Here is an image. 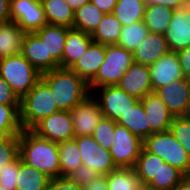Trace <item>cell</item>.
Wrapping results in <instances>:
<instances>
[{
	"label": "cell",
	"instance_id": "30bf717a",
	"mask_svg": "<svg viewBox=\"0 0 190 190\" xmlns=\"http://www.w3.org/2000/svg\"><path fill=\"white\" fill-rule=\"evenodd\" d=\"M10 16L26 33H35L47 24L41 2L10 0Z\"/></svg>",
	"mask_w": 190,
	"mask_h": 190
},
{
	"label": "cell",
	"instance_id": "52a82bcc",
	"mask_svg": "<svg viewBox=\"0 0 190 190\" xmlns=\"http://www.w3.org/2000/svg\"><path fill=\"white\" fill-rule=\"evenodd\" d=\"M91 95L97 100L104 117L113 121L124 116L140 101L127 94L118 85L99 87Z\"/></svg>",
	"mask_w": 190,
	"mask_h": 190
},
{
	"label": "cell",
	"instance_id": "8fae6325",
	"mask_svg": "<svg viewBox=\"0 0 190 190\" xmlns=\"http://www.w3.org/2000/svg\"><path fill=\"white\" fill-rule=\"evenodd\" d=\"M74 140L80 150L82 165L101 175H107L117 169L110 151L103 149L92 136L75 137Z\"/></svg>",
	"mask_w": 190,
	"mask_h": 190
},
{
	"label": "cell",
	"instance_id": "ffe728a7",
	"mask_svg": "<svg viewBox=\"0 0 190 190\" xmlns=\"http://www.w3.org/2000/svg\"><path fill=\"white\" fill-rule=\"evenodd\" d=\"M169 51L165 35L149 32L132 54L134 62L149 66Z\"/></svg>",
	"mask_w": 190,
	"mask_h": 190
},
{
	"label": "cell",
	"instance_id": "484cf974",
	"mask_svg": "<svg viewBox=\"0 0 190 190\" xmlns=\"http://www.w3.org/2000/svg\"><path fill=\"white\" fill-rule=\"evenodd\" d=\"M173 11L164 5H147L143 22L149 32L165 35L170 25Z\"/></svg>",
	"mask_w": 190,
	"mask_h": 190
},
{
	"label": "cell",
	"instance_id": "3957f363",
	"mask_svg": "<svg viewBox=\"0 0 190 190\" xmlns=\"http://www.w3.org/2000/svg\"><path fill=\"white\" fill-rule=\"evenodd\" d=\"M60 111L47 82L40 77L20 99L19 119L22 130H31L43 118Z\"/></svg>",
	"mask_w": 190,
	"mask_h": 190
},
{
	"label": "cell",
	"instance_id": "7a4b0ae2",
	"mask_svg": "<svg viewBox=\"0 0 190 190\" xmlns=\"http://www.w3.org/2000/svg\"><path fill=\"white\" fill-rule=\"evenodd\" d=\"M60 110L71 111L90 94L88 83L70 68L58 67L41 73Z\"/></svg>",
	"mask_w": 190,
	"mask_h": 190
},
{
	"label": "cell",
	"instance_id": "816d5d0a",
	"mask_svg": "<svg viewBox=\"0 0 190 190\" xmlns=\"http://www.w3.org/2000/svg\"><path fill=\"white\" fill-rule=\"evenodd\" d=\"M11 135L4 129L0 128V143L7 141Z\"/></svg>",
	"mask_w": 190,
	"mask_h": 190
},
{
	"label": "cell",
	"instance_id": "7402d4cb",
	"mask_svg": "<svg viewBox=\"0 0 190 190\" xmlns=\"http://www.w3.org/2000/svg\"><path fill=\"white\" fill-rule=\"evenodd\" d=\"M25 35L14 21L0 23V58L21 54Z\"/></svg>",
	"mask_w": 190,
	"mask_h": 190
},
{
	"label": "cell",
	"instance_id": "7c38bea8",
	"mask_svg": "<svg viewBox=\"0 0 190 190\" xmlns=\"http://www.w3.org/2000/svg\"><path fill=\"white\" fill-rule=\"evenodd\" d=\"M75 137L91 136L104 117L97 100L90 94L70 111Z\"/></svg>",
	"mask_w": 190,
	"mask_h": 190
},
{
	"label": "cell",
	"instance_id": "7dc6e473",
	"mask_svg": "<svg viewBox=\"0 0 190 190\" xmlns=\"http://www.w3.org/2000/svg\"><path fill=\"white\" fill-rule=\"evenodd\" d=\"M90 2L105 14L112 13L117 4V0H90Z\"/></svg>",
	"mask_w": 190,
	"mask_h": 190
},
{
	"label": "cell",
	"instance_id": "e0dca14e",
	"mask_svg": "<svg viewBox=\"0 0 190 190\" xmlns=\"http://www.w3.org/2000/svg\"><path fill=\"white\" fill-rule=\"evenodd\" d=\"M117 85L127 94L141 100L153 92L149 66L134 62Z\"/></svg>",
	"mask_w": 190,
	"mask_h": 190
},
{
	"label": "cell",
	"instance_id": "ab89813d",
	"mask_svg": "<svg viewBox=\"0 0 190 190\" xmlns=\"http://www.w3.org/2000/svg\"><path fill=\"white\" fill-rule=\"evenodd\" d=\"M19 153V135L11 136L7 141L0 143V169L13 162Z\"/></svg>",
	"mask_w": 190,
	"mask_h": 190
},
{
	"label": "cell",
	"instance_id": "9f6ffc18",
	"mask_svg": "<svg viewBox=\"0 0 190 190\" xmlns=\"http://www.w3.org/2000/svg\"><path fill=\"white\" fill-rule=\"evenodd\" d=\"M0 190H9V188H5V187L0 186Z\"/></svg>",
	"mask_w": 190,
	"mask_h": 190
},
{
	"label": "cell",
	"instance_id": "9a60e30c",
	"mask_svg": "<svg viewBox=\"0 0 190 190\" xmlns=\"http://www.w3.org/2000/svg\"><path fill=\"white\" fill-rule=\"evenodd\" d=\"M149 69L153 92L173 81L184 78L178 55L174 51L164 54L156 62L149 65Z\"/></svg>",
	"mask_w": 190,
	"mask_h": 190
},
{
	"label": "cell",
	"instance_id": "cb8c5ba5",
	"mask_svg": "<svg viewBox=\"0 0 190 190\" xmlns=\"http://www.w3.org/2000/svg\"><path fill=\"white\" fill-rule=\"evenodd\" d=\"M116 123L125 126L134 136L145 140L154 132L150 129V124L141 101H139L124 116H121Z\"/></svg>",
	"mask_w": 190,
	"mask_h": 190
},
{
	"label": "cell",
	"instance_id": "2e32d148",
	"mask_svg": "<svg viewBox=\"0 0 190 190\" xmlns=\"http://www.w3.org/2000/svg\"><path fill=\"white\" fill-rule=\"evenodd\" d=\"M48 50V71L62 67V56L67 37V27L46 24L35 32Z\"/></svg>",
	"mask_w": 190,
	"mask_h": 190
},
{
	"label": "cell",
	"instance_id": "9c48e42d",
	"mask_svg": "<svg viewBox=\"0 0 190 190\" xmlns=\"http://www.w3.org/2000/svg\"><path fill=\"white\" fill-rule=\"evenodd\" d=\"M38 136L60 143L75 138L70 111L60 110L43 118L32 129Z\"/></svg>",
	"mask_w": 190,
	"mask_h": 190
},
{
	"label": "cell",
	"instance_id": "ee69618b",
	"mask_svg": "<svg viewBox=\"0 0 190 190\" xmlns=\"http://www.w3.org/2000/svg\"><path fill=\"white\" fill-rule=\"evenodd\" d=\"M184 78L190 79V45L176 52Z\"/></svg>",
	"mask_w": 190,
	"mask_h": 190
},
{
	"label": "cell",
	"instance_id": "7bdbcfd3",
	"mask_svg": "<svg viewBox=\"0 0 190 190\" xmlns=\"http://www.w3.org/2000/svg\"><path fill=\"white\" fill-rule=\"evenodd\" d=\"M45 190H82L69 177L51 178Z\"/></svg>",
	"mask_w": 190,
	"mask_h": 190
},
{
	"label": "cell",
	"instance_id": "44dd1931",
	"mask_svg": "<svg viewBox=\"0 0 190 190\" xmlns=\"http://www.w3.org/2000/svg\"><path fill=\"white\" fill-rule=\"evenodd\" d=\"M93 42L91 35L67 27V37L62 56V67L71 68L86 53L87 48Z\"/></svg>",
	"mask_w": 190,
	"mask_h": 190
},
{
	"label": "cell",
	"instance_id": "1f68e13d",
	"mask_svg": "<svg viewBox=\"0 0 190 190\" xmlns=\"http://www.w3.org/2000/svg\"><path fill=\"white\" fill-rule=\"evenodd\" d=\"M160 164H164L163 159L142 148L134 166L135 173L140 180V183L148 185L150 181L156 177Z\"/></svg>",
	"mask_w": 190,
	"mask_h": 190
},
{
	"label": "cell",
	"instance_id": "d4e9b609",
	"mask_svg": "<svg viewBox=\"0 0 190 190\" xmlns=\"http://www.w3.org/2000/svg\"><path fill=\"white\" fill-rule=\"evenodd\" d=\"M41 3L48 24L73 28L75 12L65 0H42Z\"/></svg>",
	"mask_w": 190,
	"mask_h": 190
},
{
	"label": "cell",
	"instance_id": "603a6c76",
	"mask_svg": "<svg viewBox=\"0 0 190 190\" xmlns=\"http://www.w3.org/2000/svg\"><path fill=\"white\" fill-rule=\"evenodd\" d=\"M21 54L40 73L48 71V50L36 33H26Z\"/></svg>",
	"mask_w": 190,
	"mask_h": 190
},
{
	"label": "cell",
	"instance_id": "5b68a950",
	"mask_svg": "<svg viewBox=\"0 0 190 190\" xmlns=\"http://www.w3.org/2000/svg\"><path fill=\"white\" fill-rule=\"evenodd\" d=\"M0 76L21 99L41 77V73L22 54L0 58Z\"/></svg>",
	"mask_w": 190,
	"mask_h": 190
},
{
	"label": "cell",
	"instance_id": "5bb4252c",
	"mask_svg": "<svg viewBox=\"0 0 190 190\" xmlns=\"http://www.w3.org/2000/svg\"><path fill=\"white\" fill-rule=\"evenodd\" d=\"M165 39L170 51L174 52L190 45V6L185 5L173 11Z\"/></svg>",
	"mask_w": 190,
	"mask_h": 190
},
{
	"label": "cell",
	"instance_id": "83f0119b",
	"mask_svg": "<svg viewBox=\"0 0 190 190\" xmlns=\"http://www.w3.org/2000/svg\"><path fill=\"white\" fill-rule=\"evenodd\" d=\"M146 6L143 0H117L112 14L120 21L122 26H127L143 21Z\"/></svg>",
	"mask_w": 190,
	"mask_h": 190
},
{
	"label": "cell",
	"instance_id": "e575fe53",
	"mask_svg": "<svg viewBox=\"0 0 190 190\" xmlns=\"http://www.w3.org/2000/svg\"><path fill=\"white\" fill-rule=\"evenodd\" d=\"M106 179L108 190H136L141 184L134 168H117Z\"/></svg>",
	"mask_w": 190,
	"mask_h": 190
},
{
	"label": "cell",
	"instance_id": "d6986e66",
	"mask_svg": "<svg viewBox=\"0 0 190 190\" xmlns=\"http://www.w3.org/2000/svg\"><path fill=\"white\" fill-rule=\"evenodd\" d=\"M105 50L106 45L92 42L86 53L70 69L89 83L104 62Z\"/></svg>",
	"mask_w": 190,
	"mask_h": 190
},
{
	"label": "cell",
	"instance_id": "4dcf8cb0",
	"mask_svg": "<svg viewBox=\"0 0 190 190\" xmlns=\"http://www.w3.org/2000/svg\"><path fill=\"white\" fill-rule=\"evenodd\" d=\"M60 157V177H68L82 165L78 145L74 139L58 143Z\"/></svg>",
	"mask_w": 190,
	"mask_h": 190
},
{
	"label": "cell",
	"instance_id": "74e56055",
	"mask_svg": "<svg viewBox=\"0 0 190 190\" xmlns=\"http://www.w3.org/2000/svg\"><path fill=\"white\" fill-rule=\"evenodd\" d=\"M169 131L190 156V119L184 116L174 117Z\"/></svg>",
	"mask_w": 190,
	"mask_h": 190
},
{
	"label": "cell",
	"instance_id": "11a10c76",
	"mask_svg": "<svg viewBox=\"0 0 190 190\" xmlns=\"http://www.w3.org/2000/svg\"><path fill=\"white\" fill-rule=\"evenodd\" d=\"M185 5L190 6V0H184Z\"/></svg>",
	"mask_w": 190,
	"mask_h": 190
},
{
	"label": "cell",
	"instance_id": "681fc988",
	"mask_svg": "<svg viewBox=\"0 0 190 190\" xmlns=\"http://www.w3.org/2000/svg\"><path fill=\"white\" fill-rule=\"evenodd\" d=\"M65 2L72 8L75 12L80 7L84 6L85 4L89 3L90 0H65Z\"/></svg>",
	"mask_w": 190,
	"mask_h": 190
},
{
	"label": "cell",
	"instance_id": "db71d44e",
	"mask_svg": "<svg viewBox=\"0 0 190 190\" xmlns=\"http://www.w3.org/2000/svg\"><path fill=\"white\" fill-rule=\"evenodd\" d=\"M136 190H152L148 185L140 184Z\"/></svg>",
	"mask_w": 190,
	"mask_h": 190
},
{
	"label": "cell",
	"instance_id": "bcb514c9",
	"mask_svg": "<svg viewBox=\"0 0 190 190\" xmlns=\"http://www.w3.org/2000/svg\"><path fill=\"white\" fill-rule=\"evenodd\" d=\"M146 5H164L175 10L185 6L184 0H143Z\"/></svg>",
	"mask_w": 190,
	"mask_h": 190
},
{
	"label": "cell",
	"instance_id": "d6a6232c",
	"mask_svg": "<svg viewBox=\"0 0 190 190\" xmlns=\"http://www.w3.org/2000/svg\"><path fill=\"white\" fill-rule=\"evenodd\" d=\"M148 33L149 30L143 21L122 26L117 45L133 52L143 42Z\"/></svg>",
	"mask_w": 190,
	"mask_h": 190
},
{
	"label": "cell",
	"instance_id": "b9f144b4",
	"mask_svg": "<svg viewBox=\"0 0 190 190\" xmlns=\"http://www.w3.org/2000/svg\"><path fill=\"white\" fill-rule=\"evenodd\" d=\"M0 104L20 105V99L1 76H0Z\"/></svg>",
	"mask_w": 190,
	"mask_h": 190
},
{
	"label": "cell",
	"instance_id": "836d02e7",
	"mask_svg": "<svg viewBox=\"0 0 190 190\" xmlns=\"http://www.w3.org/2000/svg\"><path fill=\"white\" fill-rule=\"evenodd\" d=\"M185 175L172 165L164 162L159 165L156 177H154L148 186L152 190H172Z\"/></svg>",
	"mask_w": 190,
	"mask_h": 190
},
{
	"label": "cell",
	"instance_id": "60d3db41",
	"mask_svg": "<svg viewBox=\"0 0 190 190\" xmlns=\"http://www.w3.org/2000/svg\"><path fill=\"white\" fill-rule=\"evenodd\" d=\"M100 174L93 170L92 168H88L85 165H81L78 169H76L72 174L68 177L81 188L85 187L89 182H91L94 178L98 177Z\"/></svg>",
	"mask_w": 190,
	"mask_h": 190
},
{
	"label": "cell",
	"instance_id": "4fadbf2b",
	"mask_svg": "<svg viewBox=\"0 0 190 190\" xmlns=\"http://www.w3.org/2000/svg\"><path fill=\"white\" fill-rule=\"evenodd\" d=\"M155 93L174 117L185 116L190 97V79L181 78L158 88Z\"/></svg>",
	"mask_w": 190,
	"mask_h": 190
},
{
	"label": "cell",
	"instance_id": "f1b7e54d",
	"mask_svg": "<svg viewBox=\"0 0 190 190\" xmlns=\"http://www.w3.org/2000/svg\"><path fill=\"white\" fill-rule=\"evenodd\" d=\"M104 15L105 13L89 2L75 11L73 28L92 35Z\"/></svg>",
	"mask_w": 190,
	"mask_h": 190
},
{
	"label": "cell",
	"instance_id": "c3c4849f",
	"mask_svg": "<svg viewBox=\"0 0 190 190\" xmlns=\"http://www.w3.org/2000/svg\"><path fill=\"white\" fill-rule=\"evenodd\" d=\"M11 21L10 0H0V23Z\"/></svg>",
	"mask_w": 190,
	"mask_h": 190
},
{
	"label": "cell",
	"instance_id": "ac0fdd59",
	"mask_svg": "<svg viewBox=\"0 0 190 190\" xmlns=\"http://www.w3.org/2000/svg\"><path fill=\"white\" fill-rule=\"evenodd\" d=\"M150 129L154 133L168 131L174 119L173 114L155 92L144 96L141 100Z\"/></svg>",
	"mask_w": 190,
	"mask_h": 190
},
{
	"label": "cell",
	"instance_id": "ba28073f",
	"mask_svg": "<svg viewBox=\"0 0 190 190\" xmlns=\"http://www.w3.org/2000/svg\"><path fill=\"white\" fill-rule=\"evenodd\" d=\"M142 148L143 140L116 123L114 144L109 151L117 168H134Z\"/></svg>",
	"mask_w": 190,
	"mask_h": 190
},
{
	"label": "cell",
	"instance_id": "f35d334b",
	"mask_svg": "<svg viewBox=\"0 0 190 190\" xmlns=\"http://www.w3.org/2000/svg\"><path fill=\"white\" fill-rule=\"evenodd\" d=\"M20 155L11 163L0 169V186L16 190L19 175Z\"/></svg>",
	"mask_w": 190,
	"mask_h": 190
},
{
	"label": "cell",
	"instance_id": "f907efd6",
	"mask_svg": "<svg viewBox=\"0 0 190 190\" xmlns=\"http://www.w3.org/2000/svg\"><path fill=\"white\" fill-rule=\"evenodd\" d=\"M172 190H190V176H185Z\"/></svg>",
	"mask_w": 190,
	"mask_h": 190
},
{
	"label": "cell",
	"instance_id": "8992f818",
	"mask_svg": "<svg viewBox=\"0 0 190 190\" xmlns=\"http://www.w3.org/2000/svg\"><path fill=\"white\" fill-rule=\"evenodd\" d=\"M143 148L159 156L185 176H190V156L169 130L148 136L143 141Z\"/></svg>",
	"mask_w": 190,
	"mask_h": 190
},
{
	"label": "cell",
	"instance_id": "f6af8a7d",
	"mask_svg": "<svg viewBox=\"0 0 190 190\" xmlns=\"http://www.w3.org/2000/svg\"><path fill=\"white\" fill-rule=\"evenodd\" d=\"M82 190H108L106 175H99L89 182Z\"/></svg>",
	"mask_w": 190,
	"mask_h": 190
},
{
	"label": "cell",
	"instance_id": "f5cc1de1",
	"mask_svg": "<svg viewBox=\"0 0 190 190\" xmlns=\"http://www.w3.org/2000/svg\"><path fill=\"white\" fill-rule=\"evenodd\" d=\"M184 117L190 119V97H189L188 106H187V110Z\"/></svg>",
	"mask_w": 190,
	"mask_h": 190
},
{
	"label": "cell",
	"instance_id": "6da1fadb",
	"mask_svg": "<svg viewBox=\"0 0 190 190\" xmlns=\"http://www.w3.org/2000/svg\"><path fill=\"white\" fill-rule=\"evenodd\" d=\"M19 153L24 163L49 178L60 177L58 143L42 138L32 130H22L19 134Z\"/></svg>",
	"mask_w": 190,
	"mask_h": 190
},
{
	"label": "cell",
	"instance_id": "4316f807",
	"mask_svg": "<svg viewBox=\"0 0 190 190\" xmlns=\"http://www.w3.org/2000/svg\"><path fill=\"white\" fill-rule=\"evenodd\" d=\"M50 179L46 174L24 163L20 157L16 190H45Z\"/></svg>",
	"mask_w": 190,
	"mask_h": 190
},
{
	"label": "cell",
	"instance_id": "d590c367",
	"mask_svg": "<svg viewBox=\"0 0 190 190\" xmlns=\"http://www.w3.org/2000/svg\"><path fill=\"white\" fill-rule=\"evenodd\" d=\"M19 109L20 105L0 104V128L6 130L11 136L19 135L22 132Z\"/></svg>",
	"mask_w": 190,
	"mask_h": 190
},
{
	"label": "cell",
	"instance_id": "277c9868",
	"mask_svg": "<svg viewBox=\"0 0 190 190\" xmlns=\"http://www.w3.org/2000/svg\"><path fill=\"white\" fill-rule=\"evenodd\" d=\"M134 63L132 52L117 44L106 45L105 59L94 78L88 83L90 92L103 86L117 85Z\"/></svg>",
	"mask_w": 190,
	"mask_h": 190
},
{
	"label": "cell",
	"instance_id": "f546056e",
	"mask_svg": "<svg viewBox=\"0 0 190 190\" xmlns=\"http://www.w3.org/2000/svg\"><path fill=\"white\" fill-rule=\"evenodd\" d=\"M121 30L120 21L112 13H108L104 15L91 37L93 42L114 45L118 43Z\"/></svg>",
	"mask_w": 190,
	"mask_h": 190
},
{
	"label": "cell",
	"instance_id": "8d00e7d4",
	"mask_svg": "<svg viewBox=\"0 0 190 190\" xmlns=\"http://www.w3.org/2000/svg\"><path fill=\"white\" fill-rule=\"evenodd\" d=\"M115 127L116 121L103 117L91 136L103 149L110 150L114 144Z\"/></svg>",
	"mask_w": 190,
	"mask_h": 190
}]
</instances>
